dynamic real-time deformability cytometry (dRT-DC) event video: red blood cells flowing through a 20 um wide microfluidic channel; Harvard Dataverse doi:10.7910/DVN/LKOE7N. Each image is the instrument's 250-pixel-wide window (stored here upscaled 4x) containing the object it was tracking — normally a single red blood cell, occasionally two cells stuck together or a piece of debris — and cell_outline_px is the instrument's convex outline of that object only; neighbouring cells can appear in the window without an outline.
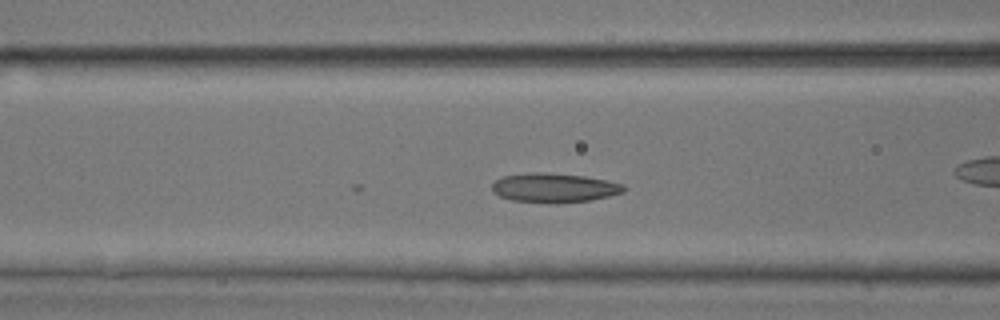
{"species": "common noctule bat (a hibernating species)", "species_latin": "Nyctalus noctula", "temperature_condition": "room temperature", "stored_images_in_passage": 18, "camera_frame_rate_fps": 3000, "um_per_image_px": 0.085, "animal": {"sex": "male", "body_mass_g": 17.9, "forearm_length_mm": 54.2}, "frame": {"image": 1, "passage_image": 18, "time_ms": 5.667, "image_size_px": [1000, 320], "cell_outline_px": [[624, 192], [608, 196], [588, 200], [548, 204], [512, 200], [500, 196], [492, 192], [492, 184], [496, 180], [504, 176], [528, 172], [544, 172], [584, 176], [608, 180], [624, 184]], "centroid_in_image_um": [47.08, 15.96], "position_along_channel_um": 119.5, "area_um2": 22.54}}